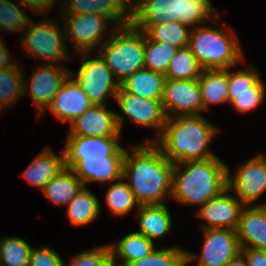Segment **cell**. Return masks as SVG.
I'll use <instances>...</instances> for the list:
<instances>
[{"label":"cell","mask_w":266,"mask_h":266,"mask_svg":"<svg viewBox=\"0 0 266 266\" xmlns=\"http://www.w3.org/2000/svg\"><path fill=\"white\" fill-rule=\"evenodd\" d=\"M186 251L178 246L154 249L143 259L126 263L124 266H184Z\"/></svg>","instance_id":"35"},{"label":"cell","mask_w":266,"mask_h":266,"mask_svg":"<svg viewBox=\"0 0 266 266\" xmlns=\"http://www.w3.org/2000/svg\"><path fill=\"white\" fill-rule=\"evenodd\" d=\"M22 8L11 0H0V30L6 32L25 31L30 18Z\"/></svg>","instance_id":"36"},{"label":"cell","mask_w":266,"mask_h":266,"mask_svg":"<svg viewBox=\"0 0 266 266\" xmlns=\"http://www.w3.org/2000/svg\"><path fill=\"white\" fill-rule=\"evenodd\" d=\"M61 15L92 13L108 18L114 27L131 24V7L125 0H62ZM64 5V6H63Z\"/></svg>","instance_id":"19"},{"label":"cell","mask_w":266,"mask_h":266,"mask_svg":"<svg viewBox=\"0 0 266 266\" xmlns=\"http://www.w3.org/2000/svg\"><path fill=\"white\" fill-rule=\"evenodd\" d=\"M226 266H249L246 258L240 252L235 258L231 259Z\"/></svg>","instance_id":"44"},{"label":"cell","mask_w":266,"mask_h":266,"mask_svg":"<svg viewBox=\"0 0 266 266\" xmlns=\"http://www.w3.org/2000/svg\"><path fill=\"white\" fill-rule=\"evenodd\" d=\"M132 7L139 0H125Z\"/></svg>","instance_id":"45"},{"label":"cell","mask_w":266,"mask_h":266,"mask_svg":"<svg viewBox=\"0 0 266 266\" xmlns=\"http://www.w3.org/2000/svg\"><path fill=\"white\" fill-rule=\"evenodd\" d=\"M137 210L138 233L143 234L153 243L163 238L172 228V217L164 204L139 205Z\"/></svg>","instance_id":"23"},{"label":"cell","mask_w":266,"mask_h":266,"mask_svg":"<svg viewBox=\"0 0 266 266\" xmlns=\"http://www.w3.org/2000/svg\"><path fill=\"white\" fill-rule=\"evenodd\" d=\"M82 187L79 177L70 168H64L45 185L42 192L54 205L67 206Z\"/></svg>","instance_id":"27"},{"label":"cell","mask_w":266,"mask_h":266,"mask_svg":"<svg viewBox=\"0 0 266 266\" xmlns=\"http://www.w3.org/2000/svg\"><path fill=\"white\" fill-rule=\"evenodd\" d=\"M65 66L44 64L35 67L29 82V88L24 79V96L27 93L36 105L37 116H41L51 104L54 95L58 92L61 84L70 74ZM27 86V87H26Z\"/></svg>","instance_id":"14"},{"label":"cell","mask_w":266,"mask_h":266,"mask_svg":"<svg viewBox=\"0 0 266 266\" xmlns=\"http://www.w3.org/2000/svg\"><path fill=\"white\" fill-rule=\"evenodd\" d=\"M265 91L229 92V103L239 112L256 109L265 98Z\"/></svg>","instance_id":"39"},{"label":"cell","mask_w":266,"mask_h":266,"mask_svg":"<svg viewBox=\"0 0 266 266\" xmlns=\"http://www.w3.org/2000/svg\"><path fill=\"white\" fill-rule=\"evenodd\" d=\"M61 256L49 246L32 248L29 266H64Z\"/></svg>","instance_id":"40"},{"label":"cell","mask_w":266,"mask_h":266,"mask_svg":"<svg viewBox=\"0 0 266 266\" xmlns=\"http://www.w3.org/2000/svg\"><path fill=\"white\" fill-rule=\"evenodd\" d=\"M21 7L27 8L29 11H33L32 14L38 13L42 15L50 12V9L54 8V4L57 0H18ZM48 11V12H47ZM45 12V13H44Z\"/></svg>","instance_id":"41"},{"label":"cell","mask_w":266,"mask_h":266,"mask_svg":"<svg viewBox=\"0 0 266 266\" xmlns=\"http://www.w3.org/2000/svg\"><path fill=\"white\" fill-rule=\"evenodd\" d=\"M124 158L80 159L70 169L83 186L92 182H114L123 177Z\"/></svg>","instance_id":"21"},{"label":"cell","mask_w":266,"mask_h":266,"mask_svg":"<svg viewBox=\"0 0 266 266\" xmlns=\"http://www.w3.org/2000/svg\"><path fill=\"white\" fill-rule=\"evenodd\" d=\"M218 133L212 123L202 115L166 118L158 140L151 141L172 163L205 160L217 157L208 149L210 141Z\"/></svg>","instance_id":"2"},{"label":"cell","mask_w":266,"mask_h":266,"mask_svg":"<svg viewBox=\"0 0 266 266\" xmlns=\"http://www.w3.org/2000/svg\"><path fill=\"white\" fill-rule=\"evenodd\" d=\"M120 136L85 137L67 135L64 145V168H71L80 159L124 158L126 150L118 143Z\"/></svg>","instance_id":"12"},{"label":"cell","mask_w":266,"mask_h":266,"mask_svg":"<svg viewBox=\"0 0 266 266\" xmlns=\"http://www.w3.org/2000/svg\"><path fill=\"white\" fill-rule=\"evenodd\" d=\"M61 18H63L61 20L64 22L66 41H73L77 55L83 52L91 53L95 48L99 50L108 40L103 39L107 35V24H112V22L102 15L84 13L63 15Z\"/></svg>","instance_id":"9"},{"label":"cell","mask_w":266,"mask_h":266,"mask_svg":"<svg viewBox=\"0 0 266 266\" xmlns=\"http://www.w3.org/2000/svg\"><path fill=\"white\" fill-rule=\"evenodd\" d=\"M63 169V153L58 155L50 147H46L35 156L21 176L30 185L43 190L45 185Z\"/></svg>","instance_id":"22"},{"label":"cell","mask_w":266,"mask_h":266,"mask_svg":"<svg viewBox=\"0 0 266 266\" xmlns=\"http://www.w3.org/2000/svg\"><path fill=\"white\" fill-rule=\"evenodd\" d=\"M227 167L219 157L174 164L171 199L204 205L227 188Z\"/></svg>","instance_id":"3"},{"label":"cell","mask_w":266,"mask_h":266,"mask_svg":"<svg viewBox=\"0 0 266 266\" xmlns=\"http://www.w3.org/2000/svg\"><path fill=\"white\" fill-rule=\"evenodd\" d=\"M229 92L266 91L264 82L254 67L234 72L228 69Z\"/></svg>","instance_id":"37"},{"label":"cell","mask_w":266,"mask_h":266,"mask_svg":"<svg viewBox=\"0 0 266 266\" xmlns=\"http://www.w3.org/2000/svg\"><path fill=\"white\" fill-rule=\"evenodd\" d=\"M108 245L115 266H124L128 262L143 259L156 248L155 243L138 232L127 234L118 243ZM116 258L122 259L121 262H116Z\"/></svg>","instance_id":"25"},{"label":"cell","mask_w":266,"mask_h":266,"mask_svg":"<svg viewBox=\"0 0 266 266\" xmlns=\"http://www.w3.org/2000/svg\"><path fill=\"white\" fill-rule=\"evenodd\" d=\"M198 81L204 112L209 104L229 103L228 69L203 70Z\"/></svg>","instance_id":"26"},{"label":"cell","mask_w":266,"mask_h":266,"mask_svg":"<svg viewBox=\"0 0 266 266\" xmlns=\"http://www.w3.org/2000/svg\"><path fill=\"white\" fill-rule=\"evenodd\" d=\"M143 31L152 41L168 43L177 48L188 46L190 30L188 25L179 21H169L155 25H133Z\"/></svg>","instance_id":"29"},{"label":"cell","mask_w":266,"mask_h":266,"mask_svg":"<svg viewBox=\"0 0 266 266\" xmlns=\"http://www.w3.org/2000/svg\"><path fill=\"white\" fill-rule=\"evenodd\" d=\"M68 219L73 226L87 225L98 219L101 205L97 197L83 186L67 205Z\"/></svg>","instance_id":"28"},{"label":"cell","mask_w":266,"mask_h":266,"mask_svg":"<svg viewBox=\"0 0 266 266\" xmlns=\"http://www.w3.org/2000/svg\"><path fill=\"white\" fill-rule=\"evenodd\" d=\"M7 48L4 41L0 39V69L10 68L17 63L12 60L10 51Z\"/></svg>","instance_id":"43"},{"label":"cell","mask_w":266,"mask_h":266,"mask_svg":"<svg viewBox=\"0 0 266 266\" xmlns=\"http://www.w3.org/2000/svg\"><path fill=\"white\" fill-rule=\"evenodd\" d=\"M236 232L241 248L266 250V208L255 204L244 206Z\"/></svg>","instance_id":"20"},{"label":"cell","mask_w":266,"mask_h":266,"mask_svg":"<svg viewBox=\"0 0 266 266\" xmlns=\"http://www.w3.org/2000/svg\"><path fill=\"white\" fill-rule=\"evenodd\" d=\"M177 49L168 43L154 42L145 34L144 68L165 74Z\"/></svg>","instance_id":"32"},{"label":"cell","mask_w":266,"mask_h":266,"mask_svg":"<svg viewBox=\"0 0 266 266\" xmlns=\"http://www.w3.org/2000/svg\"><path fill=\"white\" fill-rule=\"evenodd\" d=\"M110 183L109 189L106 192V204L111 210L112 214L123 216L129 213L134 206L139 207L134 194L127 181L122 177L120 181Z\"/></svg>","instance_id":"33"},{"label":"cell","mask_w":266,"mask_h":266,"mask_svg":"<svg viewBox=\"0 0 266 266\" xmlns=\"http://www.w3.org/2000/svg\"><path fill=\"white\" fill-rule=\"evenodd\" d=\"M32 246L21 237L0 239V266H29Z\"/></svg>","instance_id":"34"},{"label":"cell","mask_w":266,"mask_h":266,"mask_svg":"<svg viewBox=\"0 0 266 266\" xmlns=\"http://www.w3.org/2000/svg\"><path fill=\"white\" fill-rule=\"evenodd\" d=\"M202 71L203 69L196 57L186 46L177 49L170 61L165 77L173 80L198 79Z\"/></svg>","instance_id":"31"},{"label":"cell","mask_w":266,"mask_h":266,"mask_svg":"<svg viewBox=\"0 0 266 266\" xmlns=\"http://www.w3.org/2000/svg\"><path fill=\"white\" fill-rule=\"evenodd\" d=\"M115 100L121 111L135 124L156 128L158 135L164 127L166 116L162 100H152L126 92L121 86Z\"/></svg>","instance_id":"16"},{"label":"cell","mask_w":266,"mask_h":266,"mask_svg":"<svg viewBox=\"0 0 266 266\" xmlns=\"http://www.w3.org/2000/svg\"><path fill=\"white\" fill-rule=\"evenodd\" d=\"M124 120V116L109 110L107 105H93L70 124L67 135L120 136Z\"/></svg>","instance_id":"15"},{"label":"cell","mask_w":266,"mask_h":266,"mask_svg":"<svg viewBox=\"0 0 266 266\" xmlns=\"http://www.w3.org/2000/svg\"><path fill=\"white\" fill-rule=\"evenodd\" d=\"M226 30L206 24L192 28L188 48L203 70L229 69L245 62L238 39Z\"/></svg>","instance_id":"5"},{"label":"cell","mask_w":266,"mask_h":266,"mask_svg":"<svg viewBox=\"0 0 266 266\" xmlns=\"http://www.w3.org/2000/svg\"><path fill=\"white\" fill-rule=\"evenodd\" d=\"M22 72L17 64L0 69V111L12 107L24 95L25 73Z\"/></svg>","instance_id":"30"},{"label":"cell","mask_w":266,"mask_h":266,"mask_svg":"<svg viewBox=\"0 0 266 266\" xmlns=\"http://www.w3.org/2000/svg\"><path fill=\"white\" fill-rule=\"evenodd\" d=\"M59 21L54 19L39 21L37 24L30 20L25 32V38H21L22 49L31 57L49 61V64L57 65L69 58L67 43L65 42V30L59 26Z\"/></svg>","instance_id":"7"},{"label":"cell","mask_w":266,"mask_h":266,"mask_svg":"<svg viewBox=\"0 0 266 266\" xmlns=\"http://www.w3.org/2000/svg\"><path fill=\"white\" fill-rule=\"evenodd\" d=\"M64 266H115L112 263L109 245H101L88 251L80 252L71 258Z\"/></svg>","instance_id":"38"},{"label":"cell","mask_w":266,"mask_h":266,"mask_svg":"<svg viewBox=\"0 0 266 266\" xmlns=\"http://www.w3.org/2000/svg\"><path fill=\"white\" fill-rule=\"evenodd\" d=\"M203 235L199 256L186 250L187 265L195 261V266H226L241 252L236 230L203 229Z\"/></svg>","instance_id":"10"},{"label":"cell","mask_w":266,"mask_h":266,"mask_svg":"<svg viewBox=\"0 0 266 266\" xmlns=\"http://www.w3.org/2000/svg\"><path fill=\"white\" fill-rule=\"evenodd\" d=\"M257 205H263L266 208V203H259Z\"/></svg>","instance_id":"46"},{"label":"cell","mask_w":266,"mask_h":266,"mask_svg":"<svg viewBox=\"0 0 266 266\" xmlns=\"http://www.w3.org/2000/svg\"><path fill=\"white\" fill-rule=\"evenodd\" d=\"M249 266H266V250L241 248Z\"/></svg>","instance_id":"42"},{"label":"cell","mask_w":266,"mask_h":266,"mask_svg":"<svg viewBox=\"0 0 266 266\" xmlns=\"http://www.w3.org/2000/svg\"><path fill=\"white\" fill-rule=\"evenodd\" d=\"M174 163L150 140L126 150L123 178L139 205L164 204L172 193Z\"/></svg>","instance_id":"1"},{"label":"cell","mask_w":266,"mask_h":266,"mask_svg":"<svg viewBox=\"0 0 266 266\" xmlns=\"http://www.w3.org/2000/svg\"><path fill=\"white\" fill-rule=\"evenodd\" d=\"M98 53L119 84L144 68L145 33L132 24L114 27Z\"/></svg>","instance_id":"6"},{"label":"cell","mask_w":266,"mask_h":266,"mask_svg":"<svg viewBox=\"0 0 266 266\" xmlns=\"http://www.w3.org/2000/svg\"><path fill=\"white\" fill-rule=\"evenodd\" d=\"M215 15V16H214ZM210 0H139L131 7L132 25L179 21L189 27L219 22Z\"/></svg>","instance_id":"4"},{"label":"cell","mask_w":266,"mask_h":266,"mask_svg":"<svg viewBox=\"0 0 266 266\" xmlns=\"http://www.w3.org/2000/svg\"><path fill=\"white\" fill-rule=\"evenodd\" d=\"M161 102L166 118L201 115L204 112L198 79H166Z\"/></svg>","instance_id":"13"},{"label":"cell","mask_w":266,"mask_h":266,"mask_svg":"<svg viewBox=\"0 0 266 266\" xmlns=\"http://www.w3.org/2000/svg\"><path fill=\"white\" fill-rule=\"evenodd\" d=\"M165 80V74L143 68L129 76L120 86L130 94L162 100Z\"/></svg>","instance_id":"24"},{"label":"cell","mask_w":266,"mask_h":266,"mask_svg":"<svg viewBox=\"0 0 266 266\" xmlns=\"http://www.w3.org/2000/svg\"><path fill=\"white\" fill-rule=\"evenodd\" d=\"M89 54L90 52L80 53L81 58H84L83 62L76 75L72 72L70 74L75 77L93 105H106L108 96L115 100L120 84L98 52L92 59Z\"/></svg>","instance_id":"8"},{"label":"cell","mask_w":266,"mask_h":266,"mask_svg":"<svg viewBox=\"0 0 266 266\" xmlns=\"http://www.w3.org/2000/svg\"><path fill=\"white\" fill-rule=\"evenodd\" d=\"M229 170L227 167V188L233 190L245 206H250L266 192L265 155L260 153L244 162L233 177Z\"/></svg>","instance_id":"11"},{"label":"cell","mask_w":266,"mask_h":266,"mask_svg":"<svg viewBox=\"0 0 266 266\" xmlns=\"http://www.w3.org/2000/svg\"><path fill=\"white\" fill-rule=\"evenodd\" d=\"M93 106L79 83L69 74L61 84L48 106L54 116L62 122L71 124L78 116Z\"/></svg>","instance_id":"18"},{"label":"cell","mask_w":266,"mask_h":266,"mask_svg":"<svg viewBox=\"0 0 266 266\" xmlns=\"http://www.w3.org/2000/svg\"><path fill=\"white\" fill-rule=\"evenodd\" d=\"M245 205L230 194L226 188L219 195L210 199L197 210L196 216L207 221L202 229H232L236 230L242 208Z\"/></svg>","instance_id":"17"}]
</instances>
